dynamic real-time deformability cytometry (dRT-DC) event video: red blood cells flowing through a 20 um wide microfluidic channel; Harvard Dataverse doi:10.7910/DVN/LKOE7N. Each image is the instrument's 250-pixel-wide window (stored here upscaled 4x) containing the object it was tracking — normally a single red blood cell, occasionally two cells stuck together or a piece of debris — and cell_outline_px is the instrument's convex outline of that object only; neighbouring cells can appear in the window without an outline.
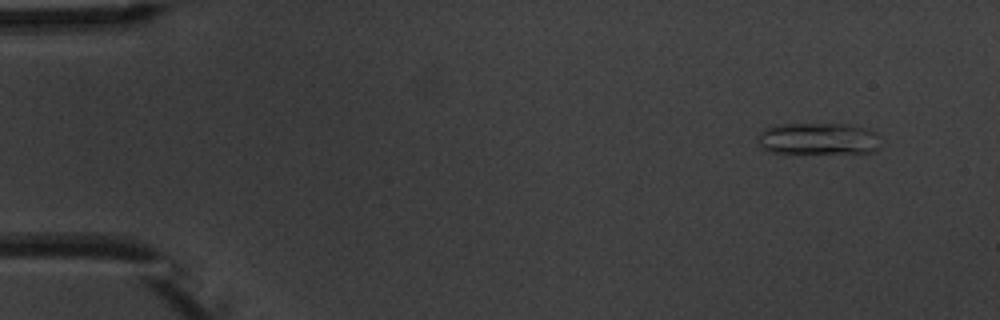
{"species": "common noctule bat (a hibernating species)", "species_latin": "Nyctalus noctula", "temperature_condition": "warm", "stored_images_in_passage": 7, "camera_frame_rate_fps": 3000, "um_per_image_px": 0.085, "animal": {"sex": "male", "body_mass_g": 20.1, "forearm_length_mm": 53.5}, "frame": {"image": 1, "passage_image": 1, "time_ms": 0.0, "image_size_px": [1000, 320], "cell_outline_px": [[876, 148], [872, 152], [772, 152], [764, 148], [756, 140], [760, 132], [764, 128], [772, 124], [848, 124], [864, 128], [876, 132]], "centroid_in_image_um": [69.46, 11.76], "position_along_channel_um": 15.5, "area_um2": 22.25}}
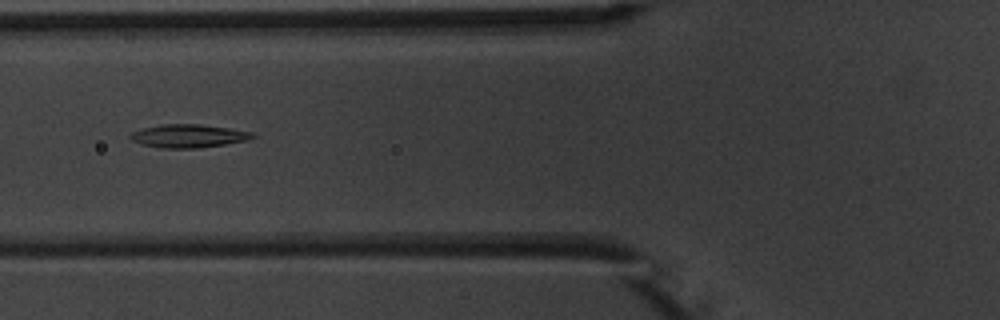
{"frame": {"image": 2, "passage_image": 5, "time_ms": 5.333, "image_size_px": [1000, 320], "cell_outline_px": [[256, 136], [248, 140], [224, 144], [196, 148], [160, 148], [144, 144], [132, 140], [128, 136], [132, 132], [144, 128], [160, 124], [200, 124], [228, 128], [252, 132]], "centroid_in_image_um": [16.01, 11.55], "position_along_channel_um": 109.8, "area_um2": 16.36}}
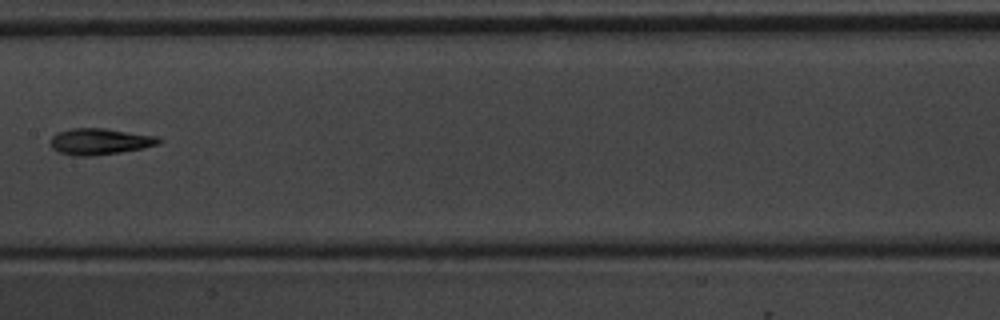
{"frame": {"image": 3, "passage_image": 7, "time_ms": 7.667, "image_size_px": [1000, 320], "cell_outline_px": [[164, 140], [160, 144], [144, 148], [120, 152], [92, 156], [72, 156], [60, 152], [52, 148], [48, 144], [52, 136], [56, 132], [72, 128], [104, 128], [156, 136]], "centroid_in_image_um": [8.47, 12.03], "position_along_channel_um": 198.9, "area_um2": 16.82}}